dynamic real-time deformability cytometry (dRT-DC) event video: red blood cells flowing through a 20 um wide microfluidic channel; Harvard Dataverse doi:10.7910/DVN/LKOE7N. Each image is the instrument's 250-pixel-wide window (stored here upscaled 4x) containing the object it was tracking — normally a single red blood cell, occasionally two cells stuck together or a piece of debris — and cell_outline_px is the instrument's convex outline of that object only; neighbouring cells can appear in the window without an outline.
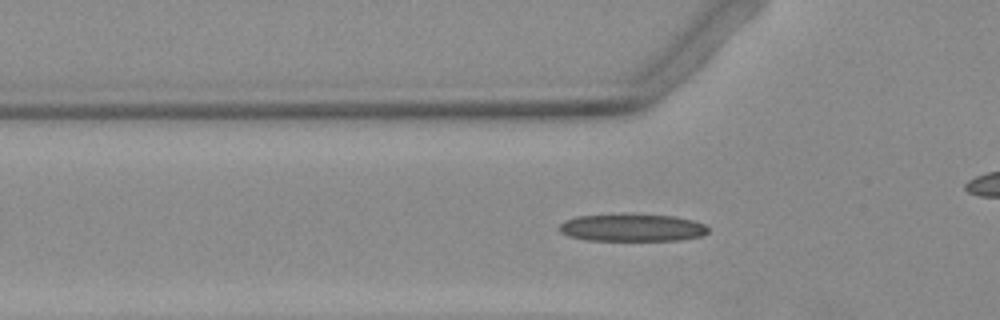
{"species": "Egyptian fruit bat (a non-hibernating species)", "species_latin": "Rousettus aegyptiacus", "temperature_condition": "warm", "stored_images_in_passage": 9, "camera_frame_rate_fps": 3000, "um_per_image_px": 0.085, "animal": {"sex": "female"}, "frame": {"image": 1, "passage_image": 4, "time_ms": 1.0, "image_size_px": [1000, 320], "cell_outline_px": [[708, 232], [700, 236], [676, 240], [588, 240], [568, 236], [560, 232], [556, 228], [564, 220], [576, 216], [672, 216], [692, 220], [704, 224], [708, 228]], "centroid_in_image_um": [53.68, 19.38], "position_along_channel_um": 72.1, "area_um2": 23.0}}
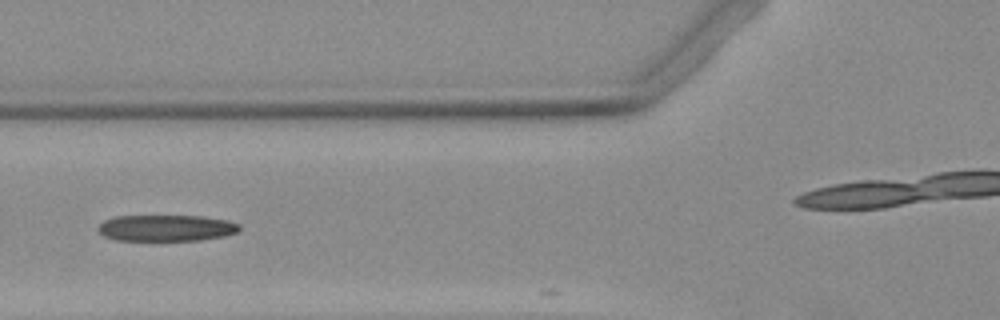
{"frame": {"image": 2, "passage_image": 7, "time_ms": 2.0, "image_size_px": [1000, 320], "cell_outline_px": [[240, 228], [236, 232], [224, 236], [200, 240], [116, 240], [104, 236], [96, 228], [104, 220], [116, 216], [204, 216], [228, 220], [240, 224]], "centroid_in_image_um": [14.13, 19.37], "position_along_channel_um": 111.7, "area_um2": 21.68}}